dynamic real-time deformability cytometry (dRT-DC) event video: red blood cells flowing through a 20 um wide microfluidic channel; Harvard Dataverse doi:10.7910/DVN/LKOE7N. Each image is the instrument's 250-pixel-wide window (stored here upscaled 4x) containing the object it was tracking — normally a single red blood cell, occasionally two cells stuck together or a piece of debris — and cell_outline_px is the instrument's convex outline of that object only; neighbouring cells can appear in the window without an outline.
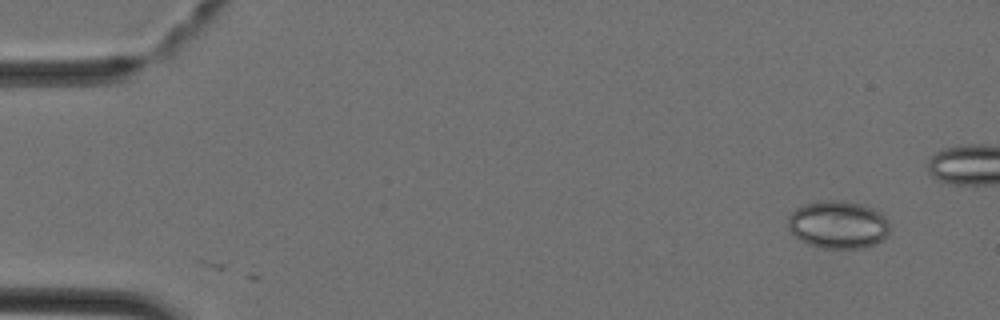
{"species": "Egyptian fruit bat (a non-hibernating species)", "species_latin": "Rousettus aegyptiacus", "temperature_condition": "cold", "stored_images_in_passage": 6, "camera_frame_rate_fps": 3000, "um_per_image_px": 0.085, "animal": {"sex": "female"}, "frame": {"image": 1, "passage_image": 1, "time_ms": 0.0, "image_size_px": [1000, 320], "cell_outline_px": [[888, 232], [884, 240], [876, 244], [864, 248], [824, 248], [808, 244], [800, 240], [788, 228], [788, 216], [796, 208], [804, 204], [824, 200], [840, 200], [860, 204], [872, 208], [880, 212], [884, 216], [888, 224]], "centroid_in_image_um": [71.23, 19.1], "position_along_channel_um": 13.8, "area_um2": 28.32}}